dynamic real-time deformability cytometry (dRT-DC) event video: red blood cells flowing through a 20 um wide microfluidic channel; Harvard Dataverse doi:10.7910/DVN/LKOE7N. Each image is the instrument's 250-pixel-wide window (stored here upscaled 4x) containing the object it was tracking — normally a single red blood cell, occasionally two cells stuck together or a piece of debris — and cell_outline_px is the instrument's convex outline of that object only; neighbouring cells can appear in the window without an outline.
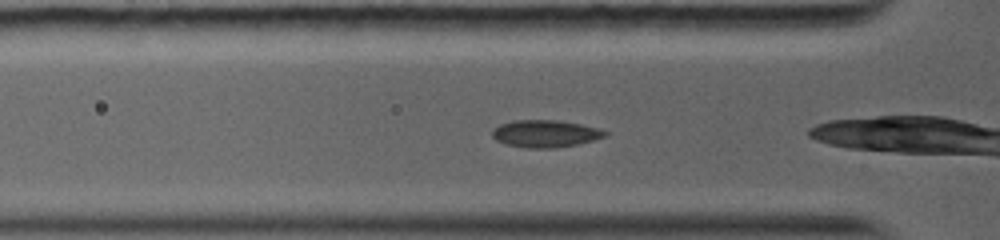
{"species": "common noctule bat (a hibernating species)", "species_latin": "Nyctalus noctula", "temperature_condition": "warm", "stored_images_in_passage": 43, "camera_frame_rate_fps": 5000, "um_per_image_px": 0.085, "animal": {"sex": "female", "body_mass_g": 19.0, "forearm_length_mm": 56.7}, "frame": {"image": 1, "passage_image": 5, "time_ms": 1.0, "image_size_px": [1000, 240], "cell_outline_px": [[608, 136], [580, 144], [556, 148], [524, 148], [504, 144], [496, 140], [492, 136], [492, 128], [500, 124], [512, 120], [556, 120], [580, 124], [600, 128], [608, 132]], "centroid_in_image_um": [46.35, 11.37], "position_along_channel_um": 79.4, "area_um2": 18.26}}
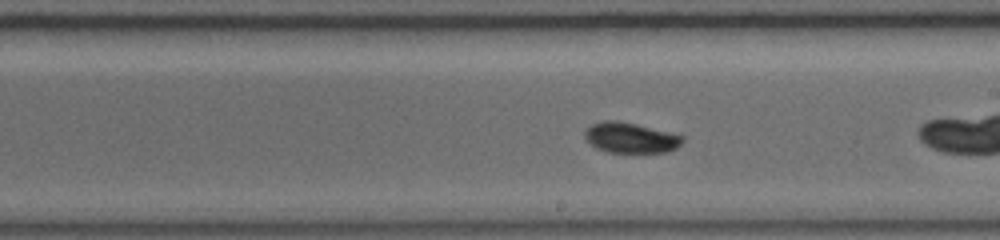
{"frame": {"image": 2, "passage_image": 20, "time_ms": 4.8, "image_size_px": [1000, 240], "cell_outline_px": [[684, 140], [676, 148], [668, 152], [608, 152], [596, 148], [584, 136], [584, 128], [592, 124], [604, 120], [616, 120], [636, 124], [684, 136]], "centroid_in_image_um": [53.58, 11.7], "position_along_channel_um": 235.4, "area_um2": 17.22}}
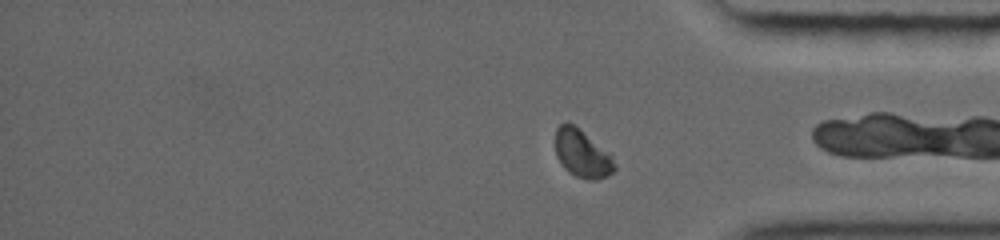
{"frame": {"image": 3, "passage_image": 35, "time_ms": 8.6, "image_size_px": [1000, 240], "cell_outline_px": [[616, 168], [608, 176], [596, 180], [588, 180], [576, 176], [568, 172], [564, 168], [556, 156], [556, 128], [564, 120], [568, 120], [612, 152]], "centroid_in_image_um": [49.51, 13.03], "position_along_channel_um": 385.7, "area_um2": 17.05}, "authors_computed_cell_mechanics": {"area_um2": 17.4556, "velocity_mm_per_s": 4.107, "shape_relaxation_time_tau1_ms": 8.866, "shape_relaxation_time_tau2_ms": null, "deformation_change_tau1": 0.1911, "deformation_change_tau2": null}}